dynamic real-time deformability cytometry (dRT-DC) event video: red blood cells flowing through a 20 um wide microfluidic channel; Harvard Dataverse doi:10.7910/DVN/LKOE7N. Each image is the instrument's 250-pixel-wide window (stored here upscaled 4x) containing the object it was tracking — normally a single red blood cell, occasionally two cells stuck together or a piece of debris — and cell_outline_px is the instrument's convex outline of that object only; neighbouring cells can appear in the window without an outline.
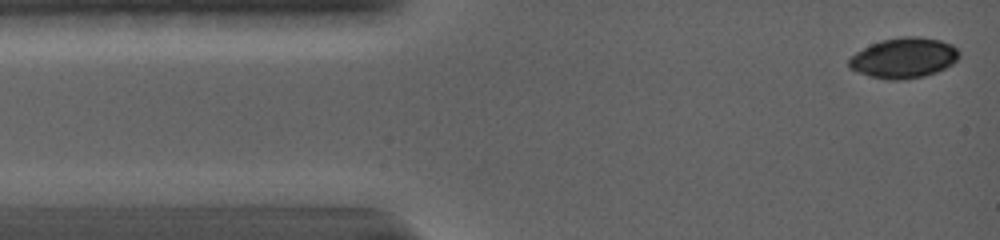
{"species": "common noctule bat (a hibernating species)", "species_latin": "Nyctalus noctula", "temperature_condition": "warm", "stored_images_in_passage": 60, "camera_frame_rate_fps": 5000, "um_per_image_px": 0.085, "animal": {"sex": "female", "body_mass_g": 19.0, "forearm_length_mm": 56.7}, "frame": {"image": 1, "passage_image": 2, "time_ms": 0.2, "image_size_px": [1000, 240], "cell_outline_px": [[960, 56], [952, 64], [936, 72], [924, 76], [904, 80], [888, 80], [856, 72], [848, 68], [848, 60], [856, 52], [872, 44], [884, 40], [908, 36], [916, 36], [940, 40], [952, 44], [960, 52]], "centroid_in_image_um": [76.83, 4.93], "position_along_channel_um": 8.2, "area_um2": 25.78}}
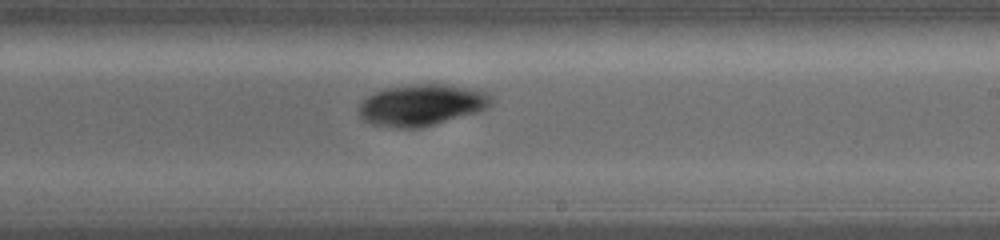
{"frame": {"image": 2, "passage_image": 32, "time_ms": 8.4, "image_size_px": [1000, 240], "cell_outline_px": [[488, 104], [484, 108], [476, 112], [420, 128], [396, 128], [372, 124], [364, 120], [360, 116], [360, 104], [368, 96], [384, 88], [416, 84], [444, 84], [484, 92], [488, 96]], "centroid_in_image_um": [35.74, 8.94], "position_along_channel_um": 253.3, "area_um2": 31.04}}
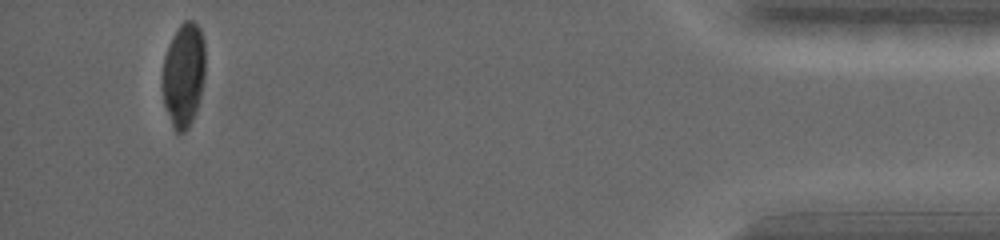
{"frame": {"image": 3, "passage_image": 60, "time_ms": 15.0, "image_size_px": [1000, 240], "cell_outline_px": [[204, 76], [200, 96], [192, 120], [188, 128], [184, 132], [176, 132], [172, 124], [164, 104], [160, 84], [160, 76], [164, 56], [168, 44], [172, 36], [180, 24], [184, 20], [192, 20], [200, 28], [204, 40]], "centroid_in_image_um": [15.56, 6.32], "position_along_channel_um": 419.6, "area_um2": 26.3}, "authors_computed_cell_mechanics": {"area_um2": 28.033, "velocity_mm_per_s": 3.8523, "shape_relaxation_time_tau1_ms": 2.7551, "shape_relaxation_time_tau2_ms": null, "deformation_change_tau1": 0.1454, "deformation_change_tau2": null}}